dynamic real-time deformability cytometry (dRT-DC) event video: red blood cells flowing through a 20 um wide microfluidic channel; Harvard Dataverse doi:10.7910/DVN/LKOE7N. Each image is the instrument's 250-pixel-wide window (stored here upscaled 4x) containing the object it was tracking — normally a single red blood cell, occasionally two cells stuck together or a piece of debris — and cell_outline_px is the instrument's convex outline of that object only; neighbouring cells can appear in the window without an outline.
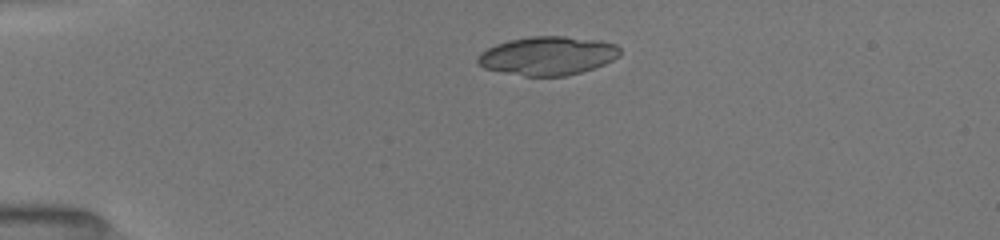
{"species": "common noctule bat (a hibernating species)", "species_latin": "Nyctalus noctula", "temperature_condition": "room temperature", "stored_images_in_passage": 48, "camera_frame_rate_fps": 3000, "um_per_image_px": 0.085, "animal": {"sex": "female", "body_mass_g": 19.5, "forearm_length_mm": 54.1}, "frame": {"image": 1, "passage_image": 9, "time_ms": 2.667, "image_size_px": [1000, 240], "cell_outline_px": [[620, 56], [604, 64], [580, 72], [564, 76], [524, 76], [484, 68], [476, 60], [476, 56], [480, 52], [496, 44], [508, 40], [532, 36], [564, 36], [600, 40], [616, 44], [620, 48]], "centroid_in_image_um": [46.55, 4.73], "position_along_channel_um": 38.4, "area_um2": 32.02}}